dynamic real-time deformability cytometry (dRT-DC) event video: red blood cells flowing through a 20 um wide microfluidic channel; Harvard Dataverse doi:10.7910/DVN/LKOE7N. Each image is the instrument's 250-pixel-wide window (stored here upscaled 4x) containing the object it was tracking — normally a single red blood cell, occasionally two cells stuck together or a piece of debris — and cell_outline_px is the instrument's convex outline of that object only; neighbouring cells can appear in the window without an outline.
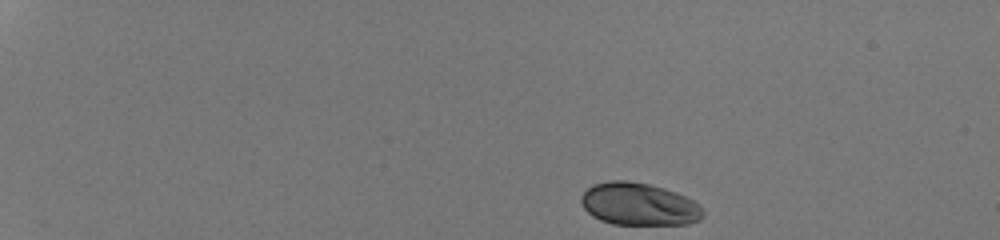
{"species": "human", "species_latin": "Homo sapiens", "temperature_condition": "room temperature", "stored_images_in_passage": 43, "camera_frame_rate_fps": 3000, "um_per_image_px": 0.085, "donor": {"sex": "male"}, "frame": {"image": 1, "passage_image": 1, "time_ms": 0.0, "image_size_px": [1000, 240], "cell_outline_px": [[704, 216], [700, 220], [688, 224], [612, 224], [600, 220], [592, 216], [584, 208], [580, 200], [580, 196], [592, 184], [612, 180], [628, 180], [648, 184], [664, 188], [676, 192], [700, 204], [704, 212]], "centroid_in_image_um": [54.31, 17.35], "position_along_channel_um": 30.7, "area_um2": 30.35}}
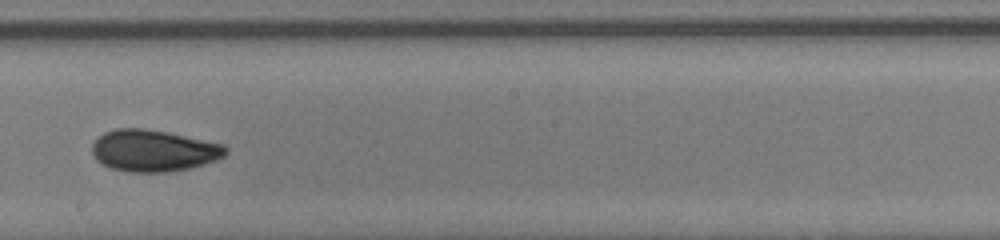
{"frame": {"image": 2, "passage_image": 25, "time_ms": 8.0, "image_size_px": [1000, 240], "cell_outline_px": [[228, 152], [224, 156], [216, 160], [204, 164], [188, 168], [168, 172], [128, 172], [112, 168], [96, 160], [92, 152], [92, 144], [104, 132], [116, 128], [144, 128], [168, 132], [224, 144], [228, 148]], "centroid_in_image_um": [13.07, 12.8], "position_along_channel_um": 235.1, "area_um2": 32.48}}
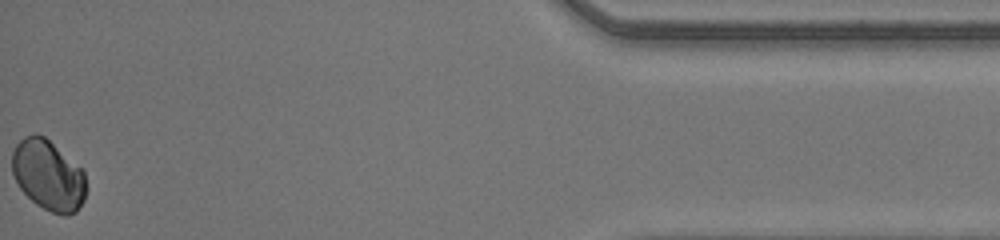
{"frame": {"image": 3, "passage_image": 43, "time_ms": 14.0, "image_size_px": [1000, 240], "cell_outline_px": [[84, 200], [76, 212], [68, 216], [64, 216], [52, 212], [36, 204], [20, 188], [12, 172], [12, 152], [16, 144], [24, 136], [36, 132], [44, 136], [80, 168], [84, 172]], "centroid_in_image_um": [4.07, 14.89], "position_along_channel_um": 431.1, "area_um2": 30.0}, "authors_computed_cell_mechanics": {"area_um2": 31.2698, "velocity_mm_per_s": 4.266, "shape_relaxation_time_tau1_ms": 3.3096, "shape_relaxation_time_tau2_ms": null, "deformation_change_tau1": 0.0592, "deformation_change_tau2": null}}